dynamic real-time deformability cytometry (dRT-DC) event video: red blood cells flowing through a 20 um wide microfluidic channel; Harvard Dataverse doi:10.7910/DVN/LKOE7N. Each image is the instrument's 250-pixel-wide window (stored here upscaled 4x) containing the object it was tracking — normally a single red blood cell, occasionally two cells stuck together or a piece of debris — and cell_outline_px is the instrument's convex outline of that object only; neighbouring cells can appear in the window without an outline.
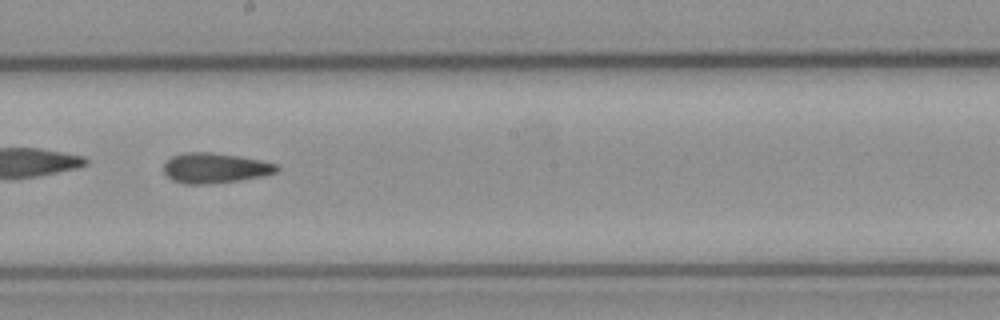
{"species": "common noctule bat (a hibernating species)", "species_latin": "Nyctalus noctula", "temperature_condition": "cold", "stored_images_in_passage": 18, "camera_frame_rate_fps": 3000, "um_per_image_px": 0.085, "animal": {"sex": "female", "body_mass_g": 21.9}, "frame": {"image": 1, "passage_image": 13, "time_ms": 4.0, "image_size_px": [1000, 320], "cell_outline_px": [[280, 168], [276, 172], [260, 176], [240, 180], [208, 184], [184, 184], [172, 180], [164, 172], [164, 164], [172, 156], [184, 152], [212, 152], [240, 156], [260, 160], [276, 164]], "centroid_in_image_um": [18.25, 14.28], "position_along_channel_um": 229.9, "area_um2": 19.83}}